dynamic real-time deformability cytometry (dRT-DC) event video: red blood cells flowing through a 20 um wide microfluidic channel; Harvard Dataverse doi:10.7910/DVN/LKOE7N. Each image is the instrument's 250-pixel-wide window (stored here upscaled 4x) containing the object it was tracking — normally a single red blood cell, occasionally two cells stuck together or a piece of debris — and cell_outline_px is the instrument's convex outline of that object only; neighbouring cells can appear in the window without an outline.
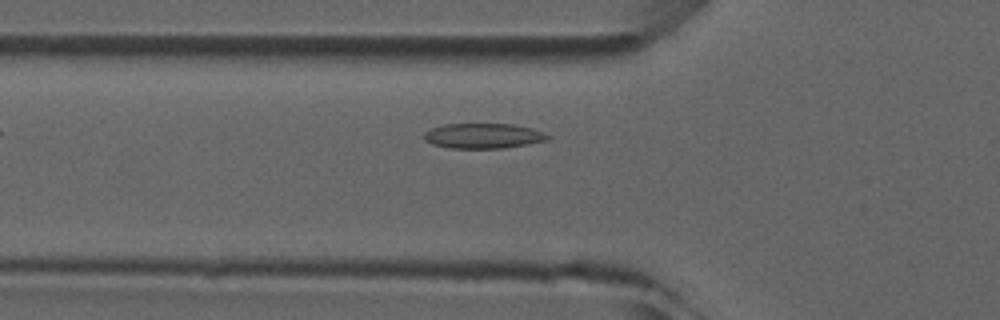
{"species": "common noctule bat (a hibernating species)", "species_latin": "Nyctalus noctula", "temperature_condition": "room temperature", "stored_images_in_passage": 2, "camera_frame_rate_fps": 3000, "um_per_image_px": 0.085, "animal": {"sex": "male", "forearm_length_mm": 52.5}, "frame": {"image": 1, "passage_image": 2, "time_ms": 1.333, "image_size_px": [1000, 320], "cell_outline_px": [[552, 136], [548, 140], [528, 144], [504, 148], [448, 148], [432, 144], [424, 140], [424, 132], [432, 128], [444, 124], [512, 124], [532, 128], [544, 132]], "centroid_in_image_um": [41.09, 11.55], "position_along_channel_um": 84.7, "area_um2": 18.21}}